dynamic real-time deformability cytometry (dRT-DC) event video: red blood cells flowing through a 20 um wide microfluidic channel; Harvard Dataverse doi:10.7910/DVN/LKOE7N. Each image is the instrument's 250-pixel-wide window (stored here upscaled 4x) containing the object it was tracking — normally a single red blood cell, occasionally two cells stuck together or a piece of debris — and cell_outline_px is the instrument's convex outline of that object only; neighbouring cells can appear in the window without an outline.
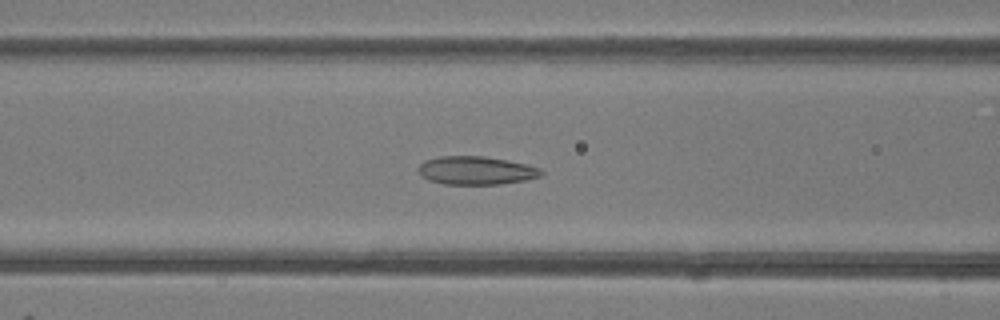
{"species": "common noctule bat (a hibernating species)", "species_latin": "Nyctalus noctula", "temperature_condition": "room temperature", "stored_images_in_passage": 33, "camera_frame_rate_fps": 3000, "um_per_image_px": 0.085, "animal": {"sex": "female"}, "frame": {"image": 1, "passage_image": 6, "time_ms": 1.667, "image_size_px": [1000, 320], "cell_outline_px": [[544, 172], [540, 176], [524, 180], [500, 184], [444, 184], [428, 180], [416, 168], [424, 160], [440, 156], [484, 156], [508, 160], [528, 164], [540, 168]], "centroid_in_image_um": [40.47, 14.48], "position_along_channel_um": 126.1, "area_um2": 20.29}}
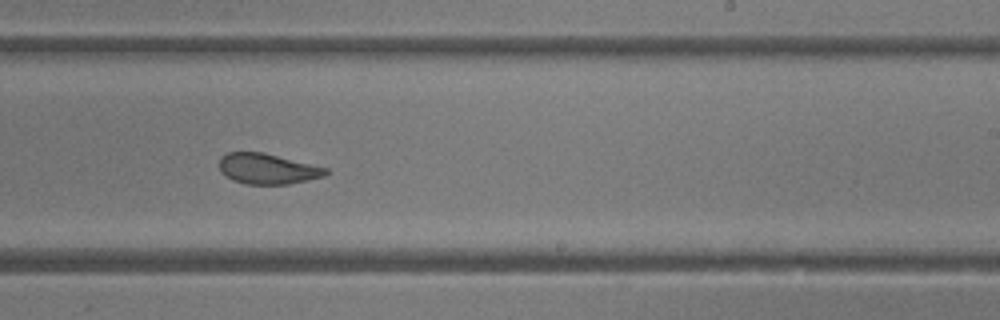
{"frame": {"image": 2, "passage_image": 16, "time_ms": 5.0, "image_size_px": [1000, 320], "cell_outline_px": [[328, 172], [324, 176], [308, 180], [288, 184], [248, 184], [232, 180], [220, 172], [220, 156], [228, 152], [260, 152], [328, 168]], "centroid_in_image_um": [22.71, 14.35], "position_along_channel_um": 266.3, "area_um2": 18.73}}
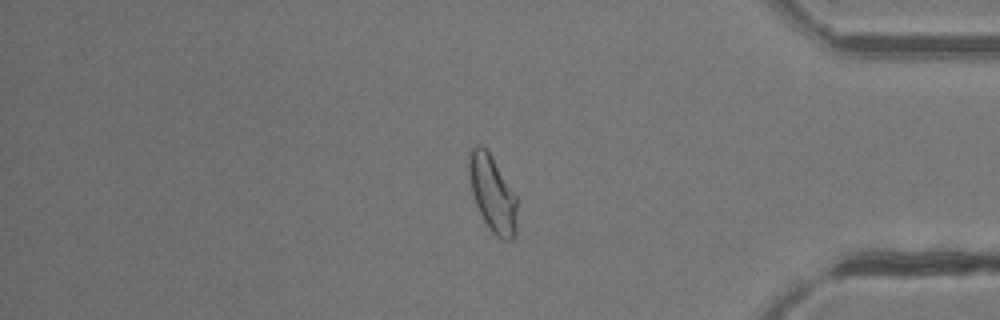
{"frame": {"image": 3, "passage_image": 27, "time_ms": 8.667, "image_size_px": [1000, 320], "cell_outline_px": [[516, 232], [512, 240], [504, 240], [496, 236], [492, 232], [484, 220], [476, 204], [472, 192], [468, 172], [468, 148], [472, 144], [480, 144], [488, 152], [516, 196]], "centroid_in_image_um": [41.82, 16.43], "position_along_channel_um": 393.4, "area_um2": 21.21}}